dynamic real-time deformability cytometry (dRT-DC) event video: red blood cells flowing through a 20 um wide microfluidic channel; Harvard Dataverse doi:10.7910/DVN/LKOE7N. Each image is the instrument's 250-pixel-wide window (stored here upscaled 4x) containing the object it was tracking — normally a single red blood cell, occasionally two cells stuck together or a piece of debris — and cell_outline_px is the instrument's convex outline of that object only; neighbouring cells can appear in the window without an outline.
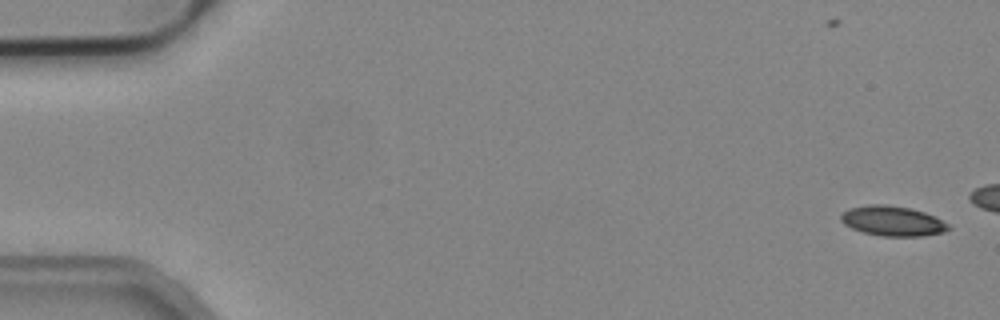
{"species": "common noctule bat (a hibernating species)", "species_latin": "Nyctalus noctula", "temperature_condition": "cold", "stored_images_in_passage": 5, "camera_frame_rate_fps": 3000, "um_per_image_px": 0.085, "animal": {"sex": "male", "body_mass_g": 19.2, "forearm_length_mm": 51.8}, "frame": {"image": 1, "passage_image": 1, "time_ms": 0.0, "image_size_px": [1000, 320], "cell_outline_px": [[952, 228], [944, 232], [924, 236], [880, 236], [864, 232], [852, 228], [844, 224], [840, 220], [840, 216], [848, 208], [868, 204], [884, 204], [912, 208], [936, 216], [948, 224]], "centroid_in_image_um": [75.89, 18.78], "position_along_channel_um": 9.1, "area_um2": 18.96}}